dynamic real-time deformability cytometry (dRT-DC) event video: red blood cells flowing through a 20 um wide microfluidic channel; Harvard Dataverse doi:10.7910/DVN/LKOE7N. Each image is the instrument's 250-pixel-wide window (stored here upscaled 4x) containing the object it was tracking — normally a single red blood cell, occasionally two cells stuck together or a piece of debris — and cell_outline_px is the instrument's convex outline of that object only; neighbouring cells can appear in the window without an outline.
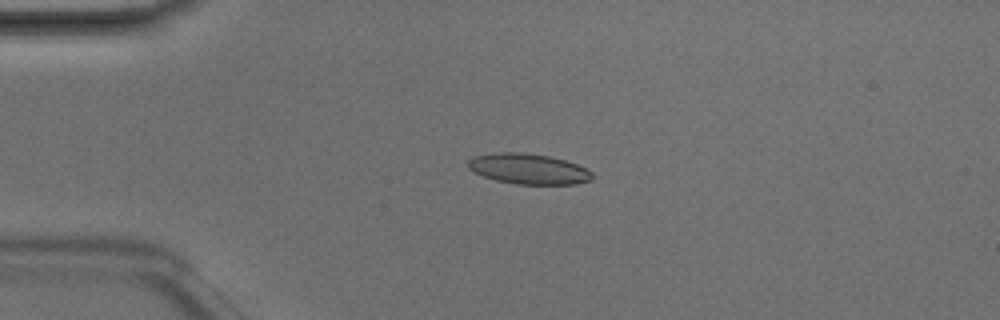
{"species": "Egyptian fruit bat (a non-hibernating species)", "species_latin": "Rousettus aegyptiacus", "temperature_condition": "room temperature", "stored_images_in_passage": 49, "camera_frame_rate_fps": 3000, "um_per_image_px": 0.085, "animal": {"sex": "male"}, "frame": {"image": 1, "passage_image": 12, "time_ms": 3.667, "image_size_px": [1000, 320], "cell_outline_px": [[592, 180], [576, 184], [516, 184], [496, 180], [484, 176], [468, 168], [468, 160], [472, 156], [500, 152], [524, 152], [548, 156], [564, 160], [576, 164], [592, 172]], "centroid_in_image_um": [44.91, 14.35], "position_along_channel_um": 40.1, "area_um2": 21.91}}
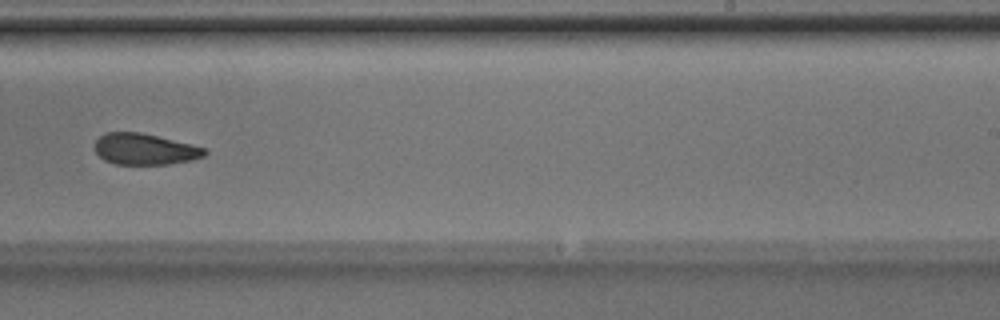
{"frame": {"image": 2, "passage_image": 31, "time_ms": 10.0, "image_size_px": [1000, 320], "cell_outline_px": [[208, 152], [204, 156], [192, 160], [168, 164], [116, 164], [104, 160], [96, 152], [96, 140], [104, 132], [140, 132], [192, 144], [204, 148]], "centroid_in_image_um": [12.31, 12.67], "position_along_channel_um": 276.7, "area_um2": 19.88}}
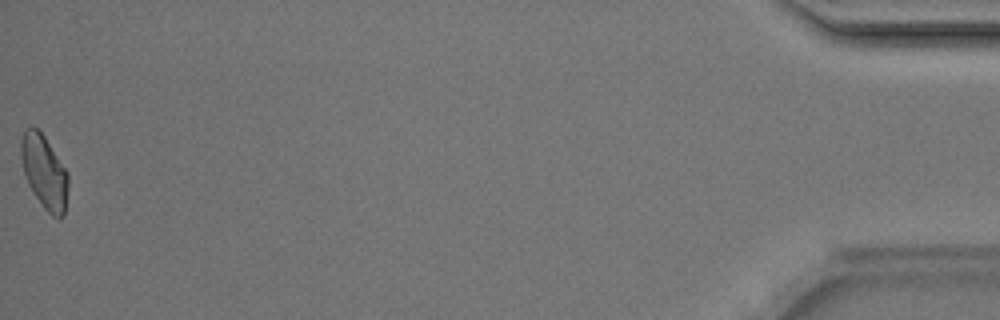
{"frame": {"image": 3, "passage_image": 49, "time_ms": 16.0, "image_size_px": [1000, 320], "cell_outline_px": [[68, 188], [64, 216], [60, 220], [52, 216], [44, 208], [28, 184], [24, 172], [20, 156], [20, 140], [24, 132], [28, 128], [36, 128], [44, 136], [68, 172]], "centroid_in_image_um": [3.78, 14.65], "position_along_channel_um": 431.4, "area_um2": 20.11}, "authors_computed_cell_mechanics": {"area_um2": 21.0392, "velocity_mm_per_s": 4.2074, "shape_relaxation_time_tau1_ms": null, "shape_relaxation_time_tau2_ms": 4.7729, "deformation_change_tau1": null, "deformation_change_tau2": 0.1292}}